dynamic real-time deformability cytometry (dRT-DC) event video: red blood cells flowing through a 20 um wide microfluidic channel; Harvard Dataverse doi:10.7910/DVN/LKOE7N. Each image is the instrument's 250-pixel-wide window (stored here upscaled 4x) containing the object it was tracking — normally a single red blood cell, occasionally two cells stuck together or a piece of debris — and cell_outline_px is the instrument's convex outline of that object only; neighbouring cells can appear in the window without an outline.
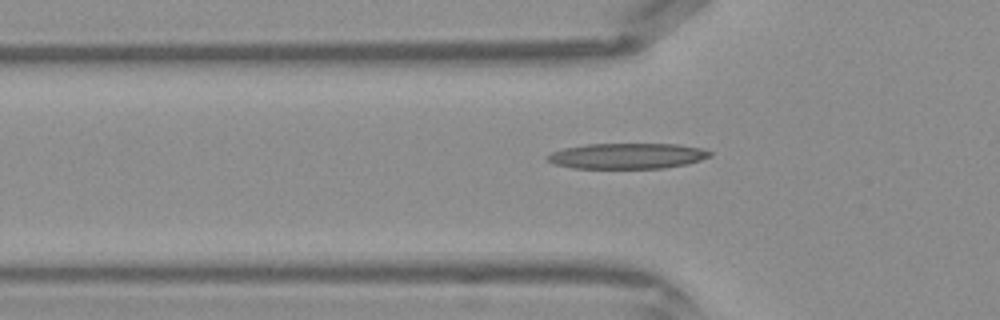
{"species": "Egyptian fruit bat (a non-hibernating species)", "species_latin": "Rousettus aegyptiacus", "temperature_condition": "warm", "stored_images_in_passage": 31, "segment_of_instrument_passage": [1, 2], "camera_frame_rate_fps": 3000, "um_per_image_px": 0.085, "frame": {"image": 1, "passage_image": 2, "time_ms": 0.333, "image_size_px": [1000, 320], "cell_outline_px": [[712, 156], [700, 160], [684, 164], [664, 168], [572, 168], [556, 164], [548, 160], [544, 156], [552, 152], [564, 148], [588, 144], [680, 144], [700, 148], [712, 152]], "centroid_in_image_um": [53.31, 13.25], "position_along_channel_um": 72.5, "area_um2": 24.16}}
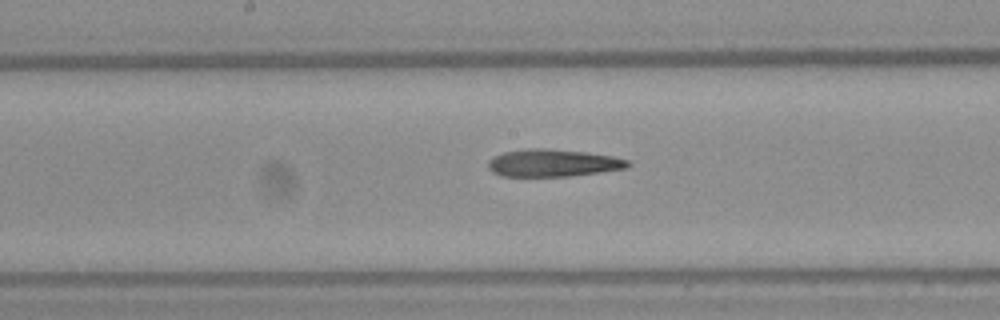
{"frame": {"image": 2, "passage_image": 10, "time_ms": 3.0, "image_size_px": [1000, 320], "cell_outline_px": [[632, 164], [628, 168], [600, 172], [568, 176], [500, 176], [492, 172], [488, 168], [488, 160], [492, 156], [504, 152], [524, 148], [548, 148], [584, 152], [612, 156], [632, 160]], "centroid_in_image_um": [47.0, 13.84], "position_along_channel_um": 201.2, "area_um2": 22.6}}
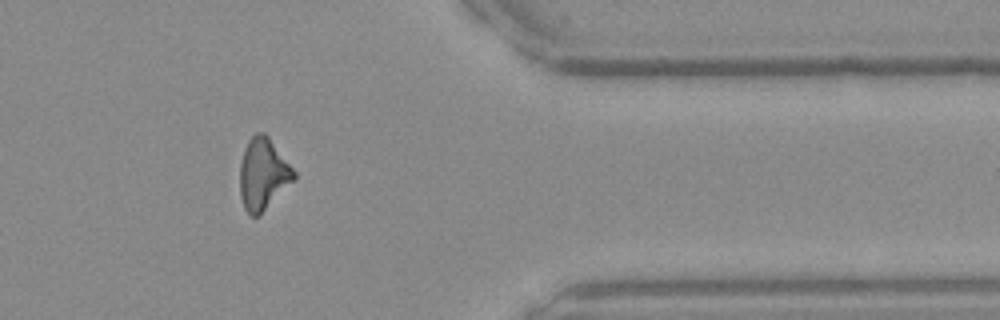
{"frame": {"image": 3, "passage_image": 23, "time_ms": 7.333, "image_size_px": [1000, 320], "cell_outline_px": [[296, 180], [260, 216], [248, 216], [244, 208], [240, 196], [240, 164], [244, 148], [248, 140], [256, 132], [264, 132], [268, 136], [296, 172]], "centroid_in_image_um": [22.37, 14.84], "position_along_channel_um": 389.0, "area_um2": 23.0}}